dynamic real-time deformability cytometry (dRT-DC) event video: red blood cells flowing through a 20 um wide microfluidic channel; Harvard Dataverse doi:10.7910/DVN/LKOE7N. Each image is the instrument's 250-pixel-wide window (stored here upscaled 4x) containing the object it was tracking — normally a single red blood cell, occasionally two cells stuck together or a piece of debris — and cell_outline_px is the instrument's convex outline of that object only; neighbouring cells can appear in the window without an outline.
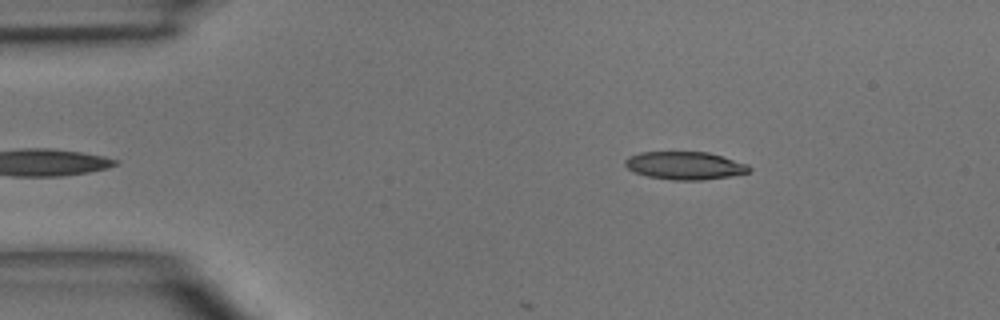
{"species": "common noctule bat (a hibernating species)", "species_latin": "Nyctalus noctula", "temperature_condition": "room temperature", "stored_images_in_passage": 5, "camera_frame_rate_fps": 3000, "um_per_image_px": 0.085, "animal": {"sex": "male", "body_mass_g": 15.6}, "frame": {"image": 1, "passage_image": 5, "time_ms": 4.667, "image_size_px": [1000, 320], "cell_outline_px": [[752, 168], [748, 172], [728, 176], [704, 180], [672, 180], [648, 176], [636, 172], [628, 168], [624, 164], [624, 160], [628, 156], [640, 152], [708, 152], [748, 164]], "centroid_in_image_um": [58.2, 14.07], "position_along_channel_um": 26.8, "area_um2": 20.06}}